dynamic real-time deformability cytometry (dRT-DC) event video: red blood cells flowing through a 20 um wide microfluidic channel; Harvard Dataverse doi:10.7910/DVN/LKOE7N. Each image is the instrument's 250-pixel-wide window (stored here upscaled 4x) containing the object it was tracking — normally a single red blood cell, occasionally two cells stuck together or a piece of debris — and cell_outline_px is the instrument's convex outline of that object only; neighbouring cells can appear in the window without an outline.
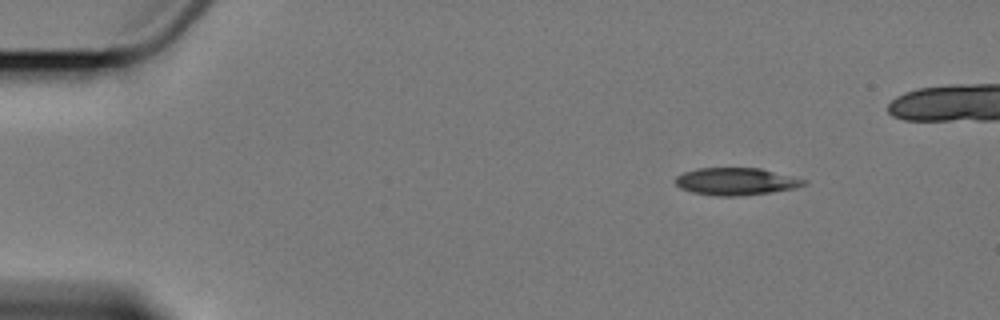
{"species": "Egyptian fruit bat (a non-hibernating species)", "species_latin": "Rousettus aegyptiacus", "temperature_condition": "cold", "stored_images_in_passage": 5, "camera_frame_rate_fps": 3000, "um_per_image_px": 0.085, "animal": {"sex": "female"}, "frame": {"image": 1, "passage_image": 1, "time_ms": 0.0, "image_size_px": [1000, 320], "cell_outline_px": [[808, 184], [796, 188], [772, 192], [736, 196], [716, 196], [692, 192], [680, 188], [676, 184], [676, 176], [684, 172], [696, 168], [760, 168], [808, 180]], "centroid_in_image_um": [62.58, 15.42], "position_along_channel_um": 22.4, "area_um2": 20.52}}
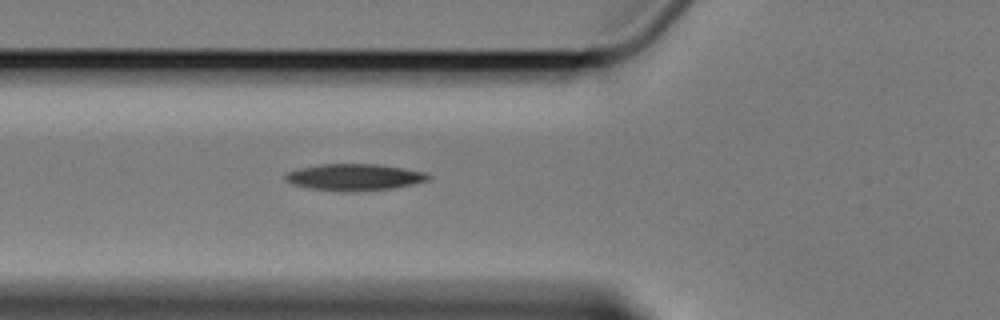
{"frame": {"image": 2, "passage_image": 5, "time_ms": 4.667, "image_size_px": [1000, 320], "cell_outline_px": [[432, 176], [428, 180], [412, 184], [392, 188], [352, 192], [344, 192], [312, 188], [292, 184], [284, 180], [284, 176], [288, 172], [300, 168], [320, 164], [376, 164], [424, 172]], "centroid_in_image_um": [30.09, 15.06], "position_along_channel_um": 95.7, "area_um2": 21.96}}